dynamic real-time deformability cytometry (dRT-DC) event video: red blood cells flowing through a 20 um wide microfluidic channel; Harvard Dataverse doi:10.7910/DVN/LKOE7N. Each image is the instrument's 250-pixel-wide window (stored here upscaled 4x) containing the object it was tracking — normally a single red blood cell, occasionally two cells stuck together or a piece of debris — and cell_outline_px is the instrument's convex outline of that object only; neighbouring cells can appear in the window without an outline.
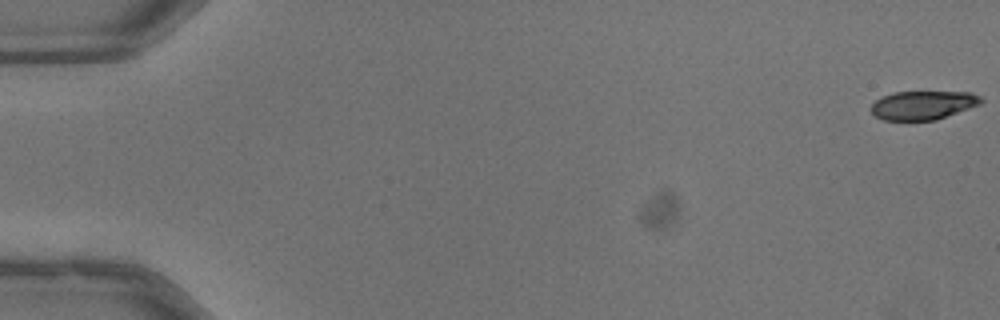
{"species": "common noctule bat (a hibernating species)", "species_latin": "Nyctalus noctula", "temperature_condition": "warm", "stored_images_in_passage": 53, "camera_frame_rate_fps": 3000, "um_per_image_px": 0.085, "animal": {"sex": "male", "body_mass_g": 13.3}, "frame": {"image": 1, "passage_image": 1, "time_ms": 0.0, "image_size_px": [1000, 320], "cell_outline_px": [[984, 100], [980, 104], [936, 120], [884, 120], [876, 116], [868, 108], [880, 96], [892, 92], [972, 92], [980, 96]], "centroid_in_image_um": [78.43, 8.93], "position_along_channel_um": 6.6, "area_um2": 18.5}}
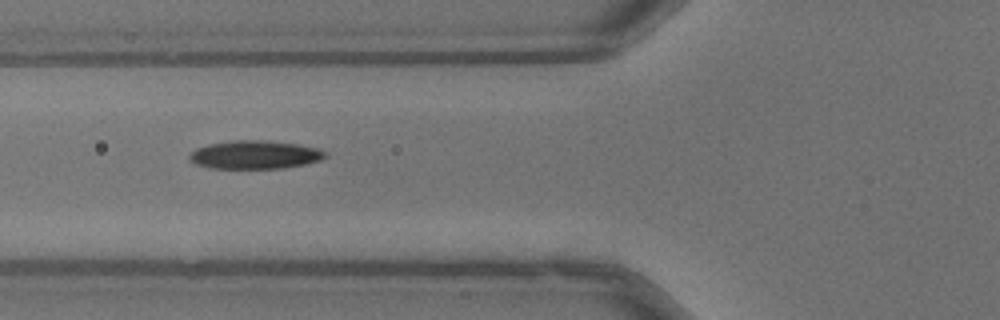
{"frame": {"image": 2, "passage_image": 21, "time_ms": 6.667, "image_size_px": [1000, 320], "cell_outline_px": [[328, 156], [320, 160], [304, 164], [284, 168], [208, 168], [196, 164], [188, 160], [188, 156], [196, 148], [208, 144], [232, 140], [264, 140], [300, 144], [320, 148], [328, 152]], "centroid_in_image_um": [21.69, 13.14], "position_along_channel_um": 104.1, "area_um2": 22.72}}
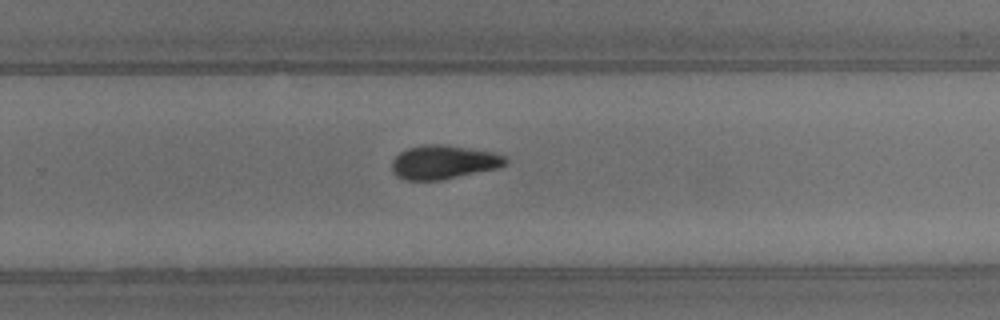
{"frame": {"image": 3, "passage_image": 35, "time_ms": 11.333, "image_size_px": [1000, 320], "cell_outline_px": [[508, 164], [500, 168], [440, 180], [408, 180], [396, 176], [392, 172], [392, 160], [400, 152], [408, 148], [424, 144], [448, 144], [496, 152], [508, 156]], "centroid_in_image_um": [37.77, 13.77], "position_along_channel_um": 292.0, "area_um2": 22.89}, "authors_computed_cell_mechanics": {"area_um2": 21.675, "velocity_mm_per_s": 4.0289, "shape_relaxation_time_tau1_ms": 6.7213, "shape_relaxation_time_tau2_ms": null, "deformation_change_tau1": 0.186, "deformation_change_tau2": null}}